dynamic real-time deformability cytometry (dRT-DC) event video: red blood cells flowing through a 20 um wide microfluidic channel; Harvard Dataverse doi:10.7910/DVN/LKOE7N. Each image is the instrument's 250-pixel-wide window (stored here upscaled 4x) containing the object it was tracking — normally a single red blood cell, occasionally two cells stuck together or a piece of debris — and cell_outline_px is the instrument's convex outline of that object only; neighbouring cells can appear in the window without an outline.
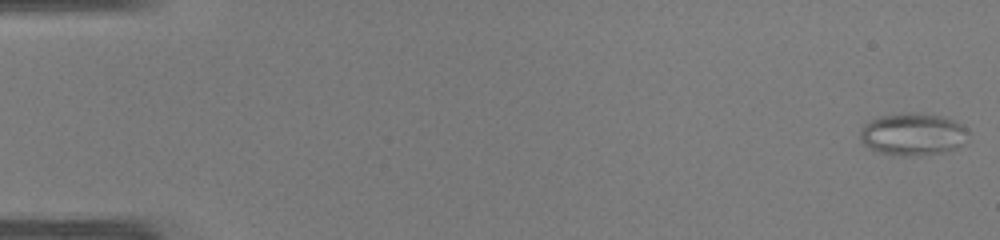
{"species": "common noctule bat (a hibernating species)", "species_latin": "Nyctalus noctula", "temperature_condition": "warm", "stored_images_in_passage": 48, "camera_frame_rate_fps": 3000, "um_per_image_px": 0.085, "animal": {"sex": "male", "body_mass_g": 19.0, "forearm_length_mm": 50.8}, "frame": {"image": 1, "passage_image": 1, "time_ms": 0.0, "image_size_px": [1000, 240], "cell_outline_px": [[968, 132], [960, 144], [952, 148], [936, 152], [908, 156], [904, 156], [880, 152], [864, 144], [860, 140], [860, 132], [864, 124], [872, 120], [884, 116], [940, 116], [952, 120], [960, 124]], "centroid_in_image_um": [77.52, 11.45], "position_along_channel_um": 7.5, "area_um2": 24.74}}
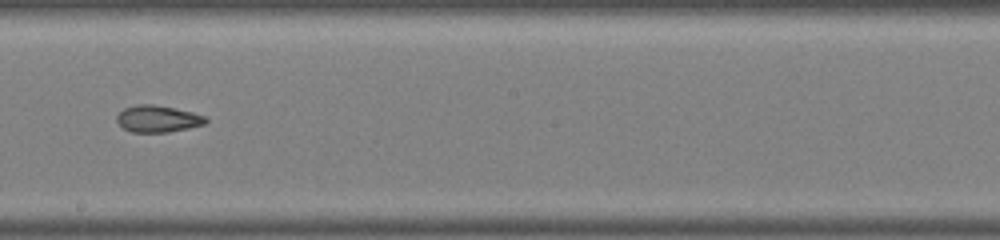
{"frame": {"image": 2, "passage_image": 28, "time_ms": 9.0, "image_size_px": [1000, 240], "cell_outline_px": [[208, 120], [204, 124], [188, 128], [168, 132], [132, 132], [124, 128], [116, 120], [116, 116], [124, 108], [136, 104], [152, 104], [192, 112], [204, 116]], "centroid_in_image_um": [13.39, 10.1], "position_along_channel_um": 234.8, "area_um2": 13.7}}
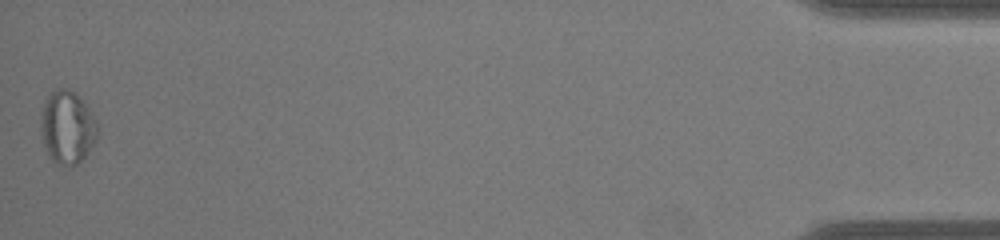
{"frame": {"image": 3, "passage_image": 48, "time_ms": 15.667, "image_size_px": [1000, 240], "cell_outline_px": [[96, 140], [84, 156], [76, 164], [56, 164], [48, 156], [44, 144], [44, 104], [48, 92], [60, 88], [68, 88], [88, 108], [96, 120]], "centroid_in_image_um": [5.74, 10.82], "position_along_channel_um": 429.5, "area_um2": 22.89}, "authors_computed_cell_mechanics": {"area_um2": 17.1377, "velocity_mm_per_s": 4.2529, "shape_relaxation_time_tau1_ms": null, "shape_relaxation_time_tau2_ms": 2.7913, "deformation_change_tau1": null, "deformation_change_tau2": 0.0919}}